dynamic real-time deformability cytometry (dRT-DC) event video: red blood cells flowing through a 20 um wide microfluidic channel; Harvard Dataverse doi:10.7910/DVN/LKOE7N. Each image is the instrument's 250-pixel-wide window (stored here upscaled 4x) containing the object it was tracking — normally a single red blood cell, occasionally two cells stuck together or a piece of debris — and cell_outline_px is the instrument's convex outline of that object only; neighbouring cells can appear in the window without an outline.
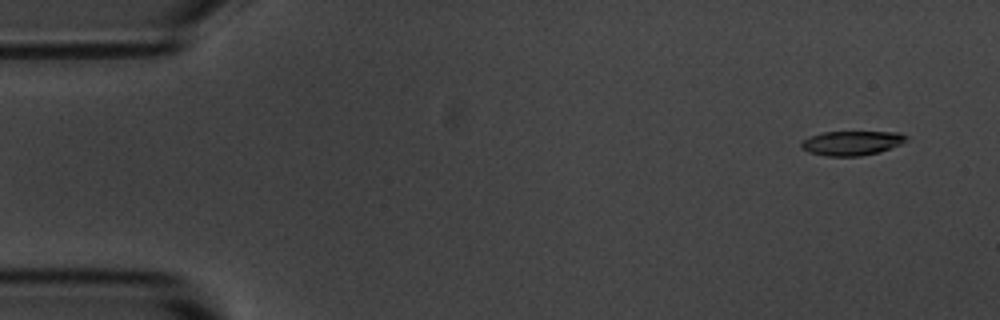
{"species": "common noctule bat (a hibernating species)", "species_latin": "Nyctalus noctula", "temperature_condition": "room temperature", "stored_images_in_passage": 5, "segment_of_instrument_passage": [2, 2], "camera_frame_rate_fps": 3000, "um_per_image_px": 0.085, "animal": {"sex": "male", "body_mass_g": 20.1, "forearm_length_mm": 53.5}, "frame": {"image": 1, "passage_image": 5, "time_ms": 5.667, "image_size_px": [1000, 320], "cell_outline_px": [[908, 136], [900, 144], [880, 152], [860, 156], [824, 156], [808, 152], [800, 148], [800, 144], [808, 136], [824, 132], [900, 132]], "centroid_in_image_um": [72.35, 12.16], "position_along_channel_um": 12.6, "area_um2": 14.97}}